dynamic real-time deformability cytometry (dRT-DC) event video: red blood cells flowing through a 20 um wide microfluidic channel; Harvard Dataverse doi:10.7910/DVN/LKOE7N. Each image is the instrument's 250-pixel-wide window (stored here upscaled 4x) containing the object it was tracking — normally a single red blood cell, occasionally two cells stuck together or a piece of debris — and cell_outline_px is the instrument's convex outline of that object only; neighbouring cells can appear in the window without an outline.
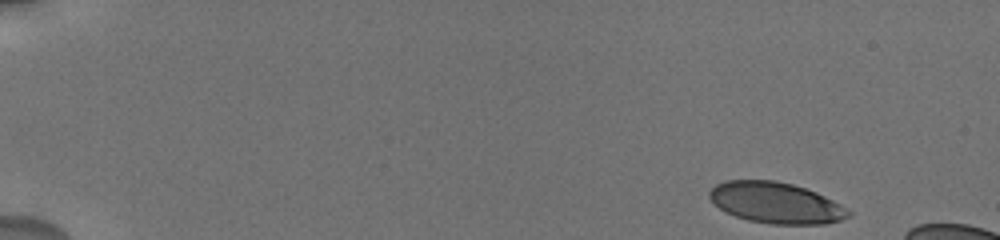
{"species": "human", "species_latin": "Homo sapiens", "temperature_condition": "cold", "stored_images_in_passage": 12, "camera_frame_rate_fps": 3000, "um_per_image_px": 0.085, "donor": {"sex": "male"}, "frame": {"image": 1, "passage_image": 1, "time_ms": 0.0, "image_size_px": [1000, 240], "cell_outline_px": [[852, 216], [840, 220], [824, 224], [768, 224], [748, 220], [736, 216], [720, 208], [708, 196], [708, 192], [716, 184], [724, 180], [776, 180], [792, 184], [816, 192], [848, 208], [852, 212]], "centroid_in_image_um": [65.97, 17.24], "position_along_channel_um": 19.0, "area_um2": 33.23}}